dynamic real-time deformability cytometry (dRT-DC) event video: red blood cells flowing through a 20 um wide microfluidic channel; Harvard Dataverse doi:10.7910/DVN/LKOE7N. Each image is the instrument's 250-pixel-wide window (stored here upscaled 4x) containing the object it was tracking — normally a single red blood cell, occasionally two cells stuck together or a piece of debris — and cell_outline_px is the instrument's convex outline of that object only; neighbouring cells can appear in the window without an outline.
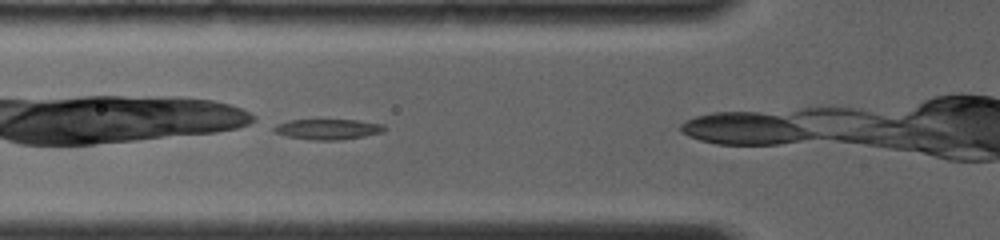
{"species": "common noctule bat (a hibernating species)", "species_latin": "Nyctalus noctula", "temperature_condition": "room temperature", "stored_images_in_passage": 8, "camera_frame_rate_fps": 4000, "um_per_image_px": 0.085, "animal": {"sex": "female", "body_mass_g": 19.0, "forearm_length_mm": 56.7}, "frame": {"image": 1, "passage_image": 3, "time_ms": 0.5, "image_size_px": [1000, 240], "cell_outline_px": [[388, 128], [384, 132], [364, 136], [340, 140], [308, 140], [288, 136], [272, 132], [272, 128], [276, 124], [288, 120], [356, 120], [384, 124]], "centroid_in_image_um": [27.87, 10.98], "position_along_channel_um": 97.9, "area_um2": 13.35}}